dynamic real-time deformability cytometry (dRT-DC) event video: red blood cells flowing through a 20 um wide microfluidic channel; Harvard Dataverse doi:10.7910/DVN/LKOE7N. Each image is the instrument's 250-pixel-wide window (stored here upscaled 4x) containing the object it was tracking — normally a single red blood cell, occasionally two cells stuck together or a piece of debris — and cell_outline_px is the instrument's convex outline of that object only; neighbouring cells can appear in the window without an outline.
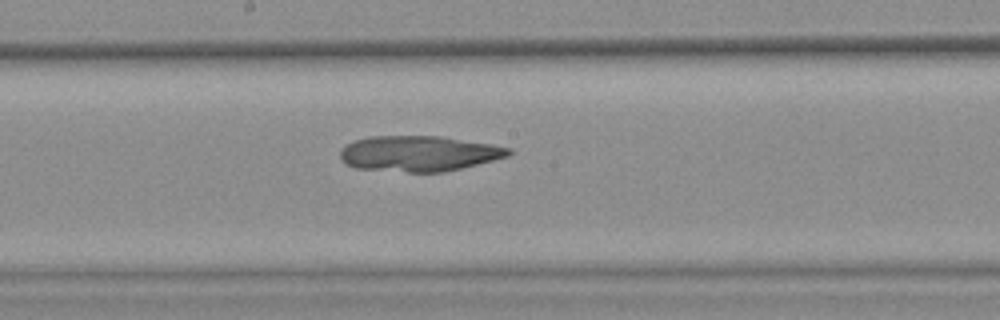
{"species": "common noctule bat (a hibernating species)", "species_latin": "Nyctalus noctula", "temperature_condition": "warm", "stored_images_in_passage": 44, "camera_frame_rate_fps": 3000, "um_per_image_px": 0.085, "animal": {"sex": "female", "body_mass_g": 25.1}, "frame": {"image": 1, "passage_image": 25, "time_ms": 8.0, "image_size_px": [1000, 320], "cell_outline_px": [[512, 152], [508, 156], [444, 172], [408, 172], [356, 168], [344, 164], [340, 160], [340, 148], [356, 140], [368, 136], [440, 136], [492, 144], [512, 148]], "centroid_in_image_um": [35.57, 13.05], "position_along_channel_um": 212.6, "area_um2": 34.91}}